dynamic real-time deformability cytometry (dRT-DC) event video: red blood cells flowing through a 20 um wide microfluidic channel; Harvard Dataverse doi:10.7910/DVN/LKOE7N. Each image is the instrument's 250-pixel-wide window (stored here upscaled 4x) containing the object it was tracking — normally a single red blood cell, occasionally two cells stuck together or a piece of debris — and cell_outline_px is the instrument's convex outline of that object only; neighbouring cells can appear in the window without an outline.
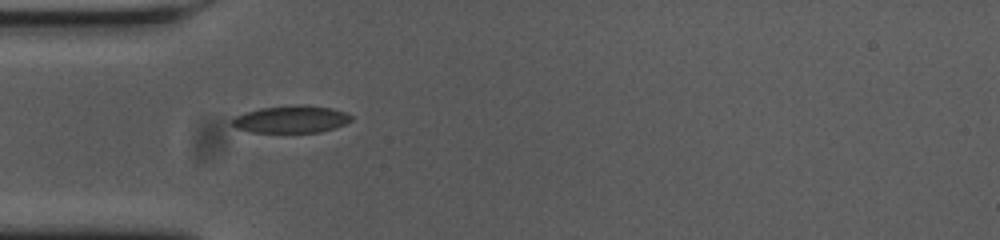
{"species": "common noctule bat (a hibernating species)", "species_latin": "Nyctalus noctula", "temperature_condition": "cold", "stored_images_in_passage": 34, "camera_frame_rate_fps": 3000, "um_per_image_px": 0.085, "animal": {"sex": "female", "body_mass_g": 23.0, "forearm_length_mm": 53.4}, "frame": {"image": 1, "passage_image": 1, "time_ms": 0.0, "image_size_px": [1000, 240], "cell_outline_px": [[352, 120], [344, 124], [320, 132], [252, 132], [236, 128], [232, 124], [232, 120], [236, 116], [244, 112], [260, 108], [296, 104], [304, 104], [332, 108], [344, 112], [352, 116]], "centroid_in_image_um": [24.74, 10.12], "position_along_channel_um": 60.3, "area_um2": 18.9}}
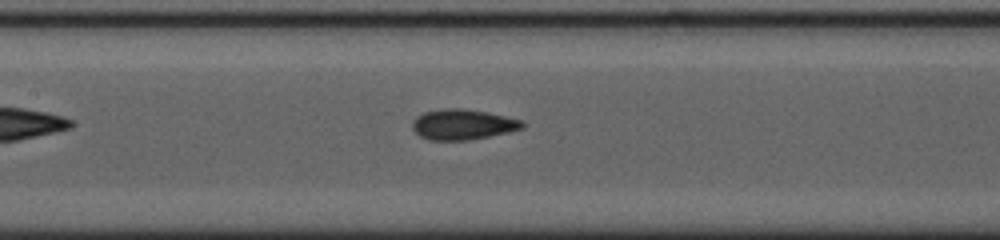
{"frame": {"image": 2, "passage_image": 10, "time_ms": 3.0, "image_size_px": [1000, 240], "cell_outline_px": [[524, 128], [508, 132], [468, 140], [428, 140], [420, 136], [412, 128], [412, 124], [416, 116], [424, 112], [444, 108], [460, 108], [488, 112], [524, 120]], "centroid_in_image_um": [39.34, 10.57], "position_along_channel_um": 168.1, "area_um2": 19.54}}
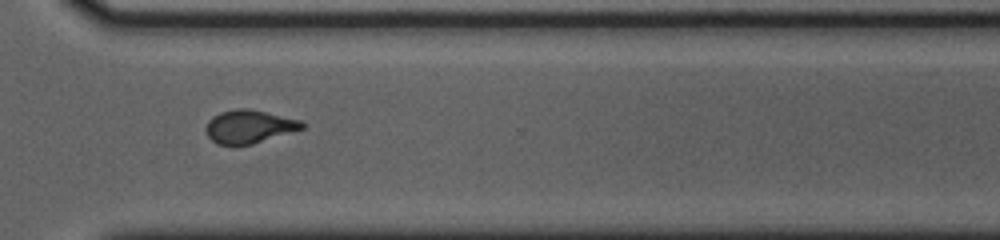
{"frame": {"image": 3, "passage_image": 25, "time_ms": 8.0, "image_size_px": [1000, 240], "cell_outline_px": [[308, 124], [304, 128], [252, 144], [216, 144], [208, 136], [204, 128], [208, 120], [212, 116], [220, 112], [236, 108], [248, 108], [304, 120]], "centroid_in_image_um": [21.2, 10.73], "position_along_channel_um": 349.4, "area_um2": 18.79}, "authors_computed_cell_mechanics": {"area_um2": 18.9584, "velocity_mm_per_s": 3.6276, "shape_relaxation_time_tau1_ms": 5.623, "shape_relaxation_time_tau2_ms": 1.5811, "deformation_change_tau1": 0.1379, "deformation_change_tau2": 0.0704}}